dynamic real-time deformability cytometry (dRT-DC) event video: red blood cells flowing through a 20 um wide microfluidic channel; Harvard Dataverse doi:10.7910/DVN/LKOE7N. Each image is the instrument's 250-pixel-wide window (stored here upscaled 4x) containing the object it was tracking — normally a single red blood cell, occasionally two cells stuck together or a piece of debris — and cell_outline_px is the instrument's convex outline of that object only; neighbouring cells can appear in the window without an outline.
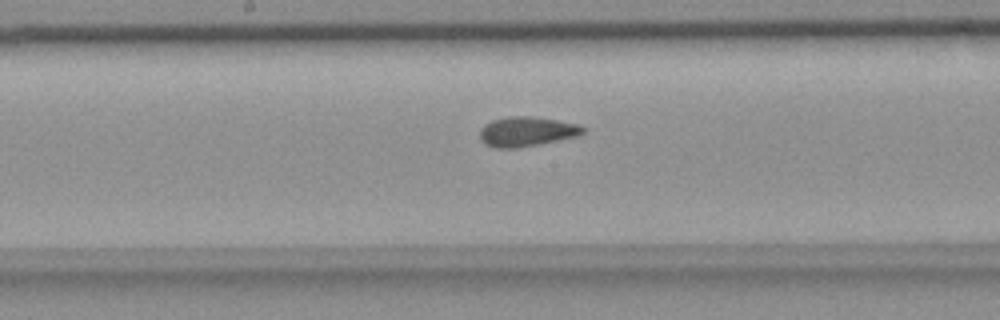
{"species": "common noctule bat (a hibernating species)", "species_latin": "Nyctalus noctula", "temperature_condition": "room temperature", "stored_images_in_passage": 37, "camera_frame_rate_fps": 3000, "um_per_image_px": 0.085, "animal": {"sex": "female", "body_mass_g": 18.4}, "frame": {"image": 1, "passage_image": 17, "time_ms": 5.333, "image_size_px": [1000, 320], "cell_outline_px": [[588, 128], [584, 132], [576, 136], [516, 148], [496, 148], [484, 144], [480, 140], [480, 128], [484, 124], [492, 120], [508, 116], [532, 116], [556, 120], [576, 124]], "centroid_in_image_um": [44.72, 11.17], "position_along_channel_um": 203.5, "area_um2": 17.74}}
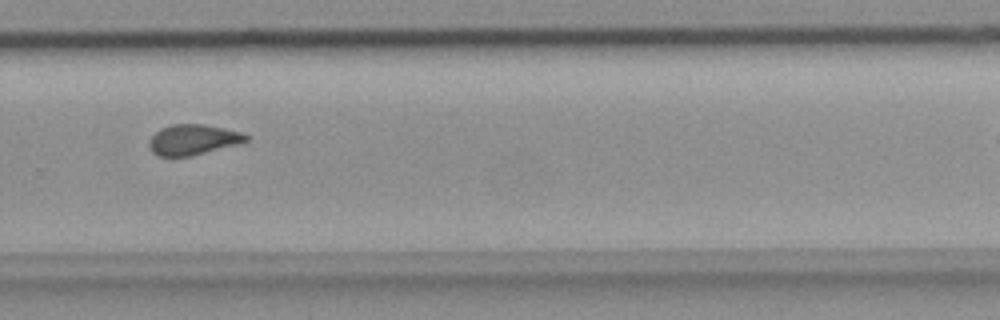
{"frame": {"image": 2, "passage_image": 26, "time_ms": 8.333, "image_size_px": [1000, 320], "cell_outline_px": [[248, 140], [236, 144], [188, 156], [160, 156], [152, 152], [148, 144], [148, 140], [160, 128], [172, 124], [204, 124], [224, 128], [240, 132], [248, 136]], "centroid_in_image_um": [16.35, 11.85], "position_along_channel_um": 313.4, "area_um2": 16.88}}
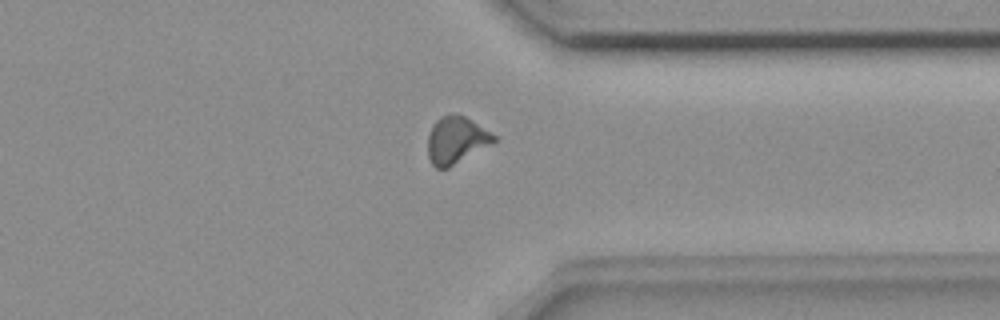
{"frame": {"image": 3, "passage_image": 31, "time_ms": 10.0, "image_size_px": [1000, 320], "cell_outline_px": [[496, 140], [448, 168], [436, 168], [432, 164], [428, 156], [428, 132], [432, 124], [440, 116], [464, 116], [496, 136]], "centroid_in_image_um": [38.71, 11.92], "position_along_channel_um": 372.7, "area_um2": 17.51}, "authors_computed_cell_mechanics": {"area_um2": 17.4556, "velocity_mm_per_s": 3.6737, "shape_relaxation_time_tau1_ms": null, "shape_relaxation_time_tau2_ms": 1.3362, "deformation_change_tau1": null, "deformation_change_tau2": 0.0697}}